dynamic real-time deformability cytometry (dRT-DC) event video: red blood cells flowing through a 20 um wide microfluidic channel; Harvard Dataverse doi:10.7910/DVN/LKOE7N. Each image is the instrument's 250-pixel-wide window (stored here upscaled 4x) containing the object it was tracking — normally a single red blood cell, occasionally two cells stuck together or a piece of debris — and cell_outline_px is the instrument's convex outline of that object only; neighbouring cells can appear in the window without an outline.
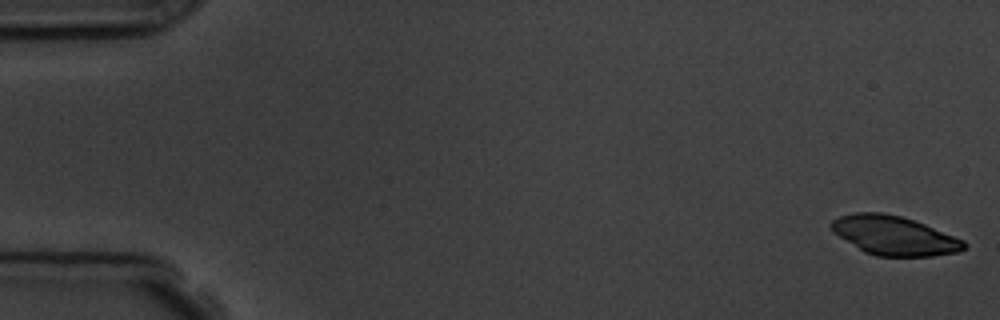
{"species": "common noctule bat (a hibernating species)", "species_latin": "Nyctalus noctula", "temperature_condition": "room temperature", "stored_images_in_passage": 6, "camera_frame_rate_fps": 3000, "um_per_image_px": 0.085, "animal": {"sex": "male", "body_mass_g": 19.5, "forearm_length_mm": 54.6}, "frame": {"image": 1, "passage_image": 1, "time_ms": 0.0, "image_size_px": [1000, 320], "cell_outline_px": [[968, 244], [964, 248], [956, 252], [932, 256], [876, 256], [864, 252], [832, 232], [828, 224], [832, 220], [840, 216], [856, 212], [884, 212], [900, 216], [924, 224], [964, 240]], "centroid_in_image_um": [75.96, 20.02], "position_along_channel_um": 9.0, "area_um2": 30.17}}